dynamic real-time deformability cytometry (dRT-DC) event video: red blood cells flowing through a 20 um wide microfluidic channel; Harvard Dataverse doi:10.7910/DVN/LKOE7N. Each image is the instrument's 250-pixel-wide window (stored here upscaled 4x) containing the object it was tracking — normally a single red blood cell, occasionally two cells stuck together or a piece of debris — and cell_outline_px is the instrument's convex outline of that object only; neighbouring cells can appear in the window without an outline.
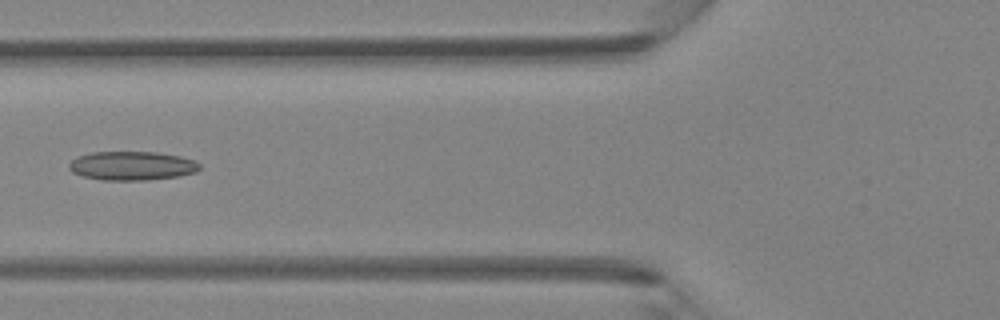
{"species": "Egyptian fruit bat (a non-hibernating species)", "species_latin": "Rousettus aegyptiacus", "temperature_condition": "room temperature", "stored_images_in_passage": 6, "camera_frame_rate_fps": 3000, "um_per_image_px": 0.085, "animal": {"sex": "female"}, "frame": {"image": 1, "passage_image": 6, "time_ms": 1.667, "image_size_px": [1000, 320], "cell_outline_px": [[200, 168], [196, 172], [180, 176], [148, 180], [104, 180], [84, 176], [72, 172], [68, 168], [68, 164], [76, 156], [92, 152], [156, 152], [180, 156], [196, 160], [200, 164]], "centroid_in_image_um": [11.23, 14.09], "position_along_channel_um": 114.6, "area_um2": 22.14}}